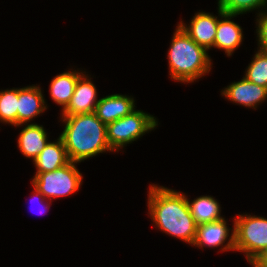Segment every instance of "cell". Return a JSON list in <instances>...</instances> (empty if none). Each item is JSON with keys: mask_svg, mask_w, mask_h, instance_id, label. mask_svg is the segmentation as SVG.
I'll return each instance as SVG.
<instances>
[{"mask_svg": "<svg viewBox=\"0 0 267 267\" xmlns=\"http://www.w3.org/2000/svg\"><path fill=\"white\" fill-rule=\"evenodd\" d=\"M147 204L156 228L192 245L197 224L183 193L151 184Z\"/></svg>", "mask_w": 267, "mask_h": 267, "instance_id": "cell-1", "label": "cell"}, {"mask_svg": "<svg viewBox=\"0 0 267 267\" xmlns=\"http://www.w3.org/2000/svg\"><path fill=\"white\" fill-rule=\"evenodd\" d=\"M65 127L60 137L70 161L79 163L106 151H113L107 141L106 124L95 112L62 115Z\"/></svg>", "mask_w": 267, "mask_h": 267, "instance_id": "cell-2", "label": "cell"}, {"mask_svg": "<svg viewBox=\"0 0 267 267\" xmlns=\"http://www.w3.org/2000/svg\"><path fill=\"white\" fill-rule=\"evenodd\" d=\"M207 51L178 25L167 56L171 79L190 83L209 73L212 65Z\"/></svg>", "mask_w": 267, "mask_h": 267, "instance_id": "cell-3", "label": "cell"}, {"mask_svg": "<svg viewBox=\"0 0 267 267\" xmlns=\"http://www.w3.org/2000/svg\"><path fill=\"white\" fill-rule=\"evenodd\" d=\"M234 220L235 250L243 252L253 265L267 253V219L238 214Z\"/></svg>", "mask_w": 267, "mask_h": 267, "instance_id": "cell-4", "label": "cell"}, {"mask_svg": "<svg viewBox=\"0 0 267 267\" xmlns=\"http://www.w3.org/2000/svg\"><path fill=\"white\" fill-rule=\"evenodd\" d=\"M157 125L158 122L153 115L140 110H133L130 114L107 124L108 144L116 152L153 130Z\"/></svg>", "mask_w": 267, "mask_h": 267, "instance_id": "cell-5", "label": "cell"}, {"mask_svg": "<svg viewBox=\"0 0 267 267\" xmlns=\"http://www.w3.org/2000/svg\"><path fill=\"white\" fill-rule=\"evenodd\" d=\"M82 178L76 163L70 161L54 171L35 174L31 183L51 202L53 198L69 196L79 190Z\"/></svg>", "mask_w": 267, "mask_h": 267, "instance_id": "cell-6", "label": "cell"}, {"mask_svg": "<svg viewBox=\"0 0 267 267\" xmlns=\"http://www.w3.org/2000/svg\"><path fill=\"white\" fill-rule=\"evenodd\" d=\"M229 230H232L231 236H229ZM234 224L233 229L227 227V222L224 218L197 225L194 241L192 245L197 247L208 246L215 248L222 246L228 239L227 243L221 247L222 251L235 250V236H234ZM230 237V238H228Z\"/></svg>", "mask_w": 267, "mask_h": 267, "instance_id": "cell-7", "label": "cell"}, {"mask_svg": "<svg viewBox=\"0 0 267 267\" xmlns=\"http://www.w3.org/2000/svg\"><path fill=\"white\" fill-rule=\"evenodd\" d=\"M87 74H82L76 83L74 93L68 106L62 110V115H76L95 112L97 89Z\"/></svg>", "mask_w": 267, "mask_h": 267, "instance_id": "cell-8", "label": "cell"}, {"mask_svg": "<svg viewBox=\"0 0 267 267\" xmlns=\"http://www.w3.org/2000/svg\"><path fill=\"white\" fill-rule=\"evenodd\" d=\"M221 95L236 104L256 109L257 105L267 100V88L243 77L240 81L233 82L222 90Z\"/></svg>", "mask_w": 267, "mask_h": 267, "instance_id": "cell-9", "label": "cell"}, {"mask_svg": "<svg viewBox=\"0 0 267 267\" xmlns=\"http://www.w3.org/2000/svg\"><path fill=\"white\" fill-rule=\"evenodd\" d=\"M217 18L218 17L210 13L198 12L193 16L189 26L184 24L183 21L178 25L198 45L209 50L211 47H214L216 29L219 20Z\"/></svg>", "mask_w": 267, "mask_h": 267, "instance_id": "cell-10", "label": "cell"}, {"mask_svg": "<svg viewBox=\"0 0 267 267\" xmlns=\"http://www.w3.org/2000/svg\"><path fill=\"white\" fill-rule=\"evenodd\" d=\"M218 14L221 19L218 20L214 47L223 49L227 56H231L242 42V28L239 24L231 21L237 14L225 13L219 7Z\"/></svg>", "mask_w": 267, "mask_h": 267, "instance_id": "cell-11", "label": "cell"}, {"mask_svg": "<svg viewBox=\"0 0 267 267\" xmlns=\"http://www.w3.org/2000/svg\"><path fill=\"white\" fill-rule=\"evenodd\" d=\"M45 109H47V104L39 86L18 89L17 126L25 123L27 125V122L37 117Z\"/></svg>", "mask_w": 267, "mask_h": 267, "instance_id": "cell-12", "label": "cell"}, {"mask_svg": "<svg viewBox=\"0 0 267 267\" xmlns=\"http://www.w3.org/2000/svg\"><path fill=\"white\" fill-rule=\"evenodd\" d=\"M133 97L121 94H112L99 99L95 113L104 123L109 124L135 110Z\"/></svg>", "mask_w": 267, "mask_h": 267, "instance_id": "cell-13", "label": "cell"}, {"mask_svg": "<svg viewBox=\"0 0 267 267\" xmlns=\"http://www.w3.org/2000/svg\"><path fill=\"white\" fill-rule=\"evenodd\" d=\"M33 162L37 168V172L35 174L54 171L55 169L68 164L70 159L62 138L59 136L56 142L49 141L46 147L33 160Z\"/></svg>", "mask_w": 267, "mask_h": 267, "instance_id": "cell-14", "label": "cell"}, {"mask_svg": "<svg viewBox=\"0 0 267 267\" xmlns=\"http://www.w3.org/2000/svg\"><path fill=\"white\" fill-rule=\"evenodd\" d=\"M46 130L42 125L31 123L25 126L18 137V147L21 153L34 160L48 144Z\"/></svg>", "mask_w": 267, "mask_h": 267, "instance_id": "cell-15", "label": "cell"}, {"mask_svg": "<svg viewBox=\"0 0 267 267\" xmlns=\"http://www.w3.org/2000/svg\"><path fill=\"white\" fill-rule=\"evenodd\" d=\"M82 74L83 72L80 73L76 70H70L68 72H63L52 79L50 84V94L52 100L63 107L62 110L68 106L74 93L78 78Z\"/></svg>", "mask_w": 267, "mask_h": 267, "instance_id": "cell-16", "label": "cell"}, {"mask_svg": "<svg viewBox=\"0 0 267 267\" xmlns=\"http://www.w3.org/2000/svg\"><path fill=\"white\" fill-rule=\"evenodd\" d=\"M190 213L197 225L222 219L219 202L212 196H200L192 202L187 198Z\"/></svg>", "mask_w": 267, "mask_h": 267, "instance_id": "cell-17", "label": "cell"}, {"mask_svg": "<svg viewBox=\"0 0 267 267\" xmlns=\"http://www.w3.org/2000/svg\"><path fill=\"white\" fill-rule=\"evenodd\" d=\"M18 88L0 91V121L17 126Z\"/></svg>", "mask_w": 267, "mask_h": 267, "instance_id": "cell-18", "label": "cell"}, {"mask_svg": "<svg viewBox=\"0 0 267 267\" xmlns=\"http://www.w3.org/2000/svg\"><path fill=\"white\" fill-rule=\"evenodd\" d=\"M247 67L244 78L267 88V53L258 50Z\"/></svg>", "mask_w": 267, "mask_h": 267, "instance_id": "cell-19", "label": "cell"}, {"mask_svg": "<svg viewBox=\"0 0 267 267\" xmlns=\"http://www.w3.org/2000/svg\"><path fill=\"white\" fill-rule=\"evenodd\" d=\"M267 0H218V7L225 13L243 14L255 9H266Z\"/></svg>", "mask_w": 267, "mask_h": 267, "instance_id": "cell-20", "label": "cell"}, {"mask_svg": "<svg viewBox=\"0 0 267 267\" xmlns=\"http://www.w3.org/2000/svg\"><path fill=\"white\" fill-rule=\"evenodd\" d=\"M266 11V12H265ZM260 11L257 21V37L259 50L267 53V10Z\"/></svg>", "mask_w": 267, "mask_h": 267, "instance_id": "cell-21", "label": "cell"}, {"mask_svg": "<svg viewBox=\"0 0 267 267\" xmlns=\"http://www.w3.org/2000/svg\"><path fill=\"white\" fill-rule=\"evenodd\" d=\"M31 199H33L32 200V203H35V200H37L36 202H38L39 203V205H41L42 207H40V211H39V213H43V212H46V209H48L49 208V206H50V203H48L47 201H49V200H45L46 198L44 197V195L41 193V192H39L35 187H34V191H33V196H32V198ZM47 202V204H45L44 202ZM37 203V204H38ZM36 204V205H37ZM42 208V209H41Z\"/></svg>", "mask_w": 267, "mask_h": 267, "instance_id": "cell-22", "label": "cell"}, {"mask_svg": "<svg viewBox=\"0 0 267 267\" xmlns=\"http://www.w3.org/2000/svg\"><path fill=\"white\" fill-rule=\"evenodd\" d=\"M253 267H267V253H265L260 259H258Z\"/></svg>", "mask_w": 267, "mask_h": 267, "instance_id": "cell-23", "label": "cell"}]
</instances>
